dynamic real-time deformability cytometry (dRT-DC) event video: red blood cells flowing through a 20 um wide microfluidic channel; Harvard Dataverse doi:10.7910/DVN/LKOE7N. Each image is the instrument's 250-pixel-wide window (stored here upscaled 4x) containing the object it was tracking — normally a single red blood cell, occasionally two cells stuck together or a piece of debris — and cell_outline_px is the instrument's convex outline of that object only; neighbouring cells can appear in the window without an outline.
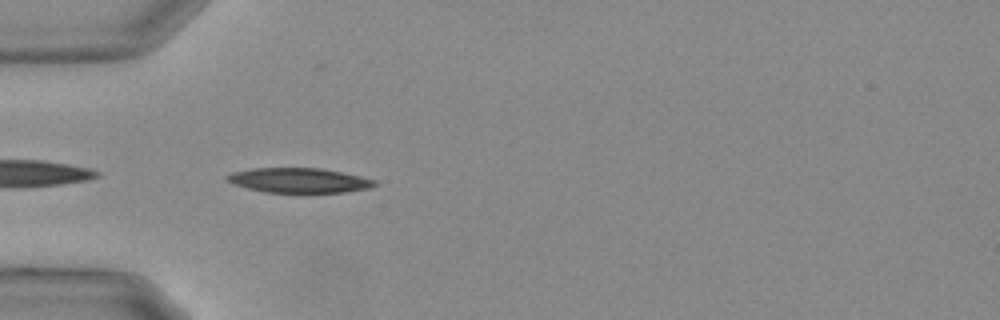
{"species": "Egyptian fruit bat (a non-hibernating species)", "species_latin": "Rousettus aegyptiacus", "temperature_condition": "warm", "stored_images_in_passage": 33, "camera_frame_rate_fps": 3000, "um_per_image_px": 0.085, "animal": {"sex": "female"}, "frame": {"image": 1, "passage_image": 1, "time_ms": 0.0, "image_size_px": [1000, 320], "cell_outline_px": [[376, 184], [372, 188], [344, 192], [264, 192], [248, 188], [224, 180], [224, 176], [232, 172], [252, 168], [320, 168], [360, 176], [376, 180]], "centroid_in_image_um": [25.4, 15.32], "position_along_channel_um": 59.6, "area_um2": 21.21}}
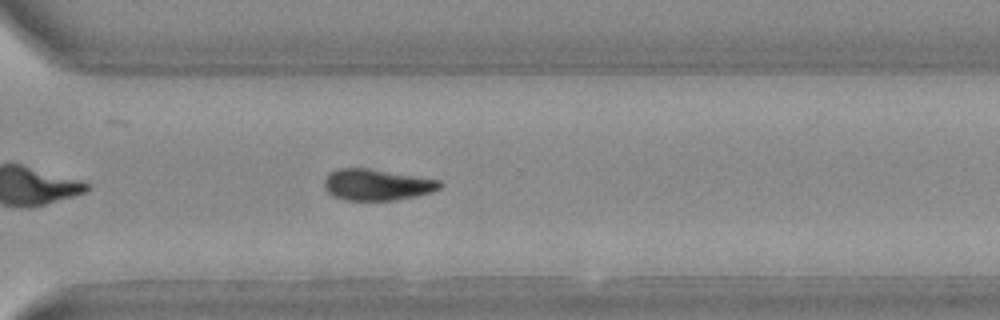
{"frame": {"image": 2, "passage_image": 24, "time_ms": 7.667, "image_size_px": [1000, 320], "cell_outline_px": [[444, 184], [440, 188], [432, 192], [416, 196], [396, 200], [344, 200], [332, 196], [324, 188], [324, 180], [332, 172], [340, 168], [368, 168], [440, 180]], "centroid_in_image_um": [32.05, 15.71], "position_along_channel_um": 338.6, "area_um2": 21.04}, "authors_computed_cell_mechanics": {"area_um2": 21.386, "velocity_mm_per_s": 3.6917, "shape_relaxation_time_tau1_ms": 6.7707, "shape_relaxation_time_tau2_ms": null, "deformation_change_tau1": 0.1692, "deformation_change_tau2": null}}